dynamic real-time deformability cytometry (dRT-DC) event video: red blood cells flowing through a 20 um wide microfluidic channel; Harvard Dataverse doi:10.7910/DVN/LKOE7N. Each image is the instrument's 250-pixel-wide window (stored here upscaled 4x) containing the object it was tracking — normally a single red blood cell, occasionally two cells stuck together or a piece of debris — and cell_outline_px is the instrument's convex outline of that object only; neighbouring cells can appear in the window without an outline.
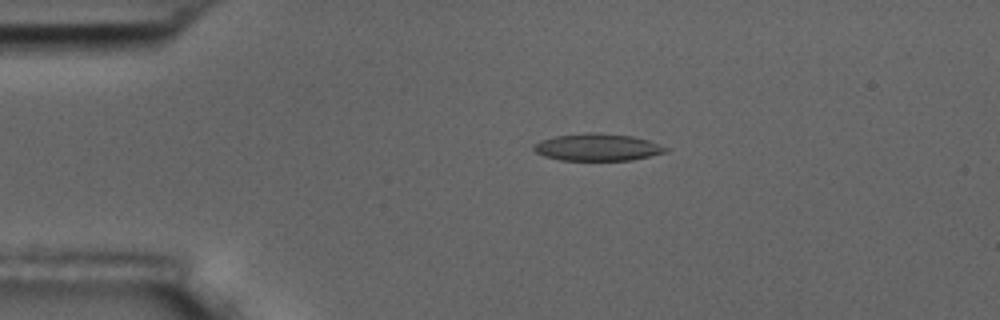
{"species": "common noctule bat (a hibernating species)", "species_latin": "Nyctalus noctula", "temperature_condition": "room temperature", "stored_images_in_passage": 5, "camera_frame_rate_fps": 3000, "um_per_image_px": 0.085, "animal": {"sex": "male", "body_mass_g": 17.5, "forearm_length_mm": 52.3}, "frame": {"image": 1, "passage_image": 4, "time_ms": 3.667, "image_size_px": [1000, 320], "cell_outline_px": [[668, 152], [632, 160], [560, 160], [544, 156], [536, 152], [532, 148], [540, 140], [556, 136], [588, 132], [600, 132], [632, 136], [648, 140], [668, 148]], "centroid_in_image_um": [50.79, 12.51], "position_along_channel_um": 34.2, "area_um2": 20.87}}